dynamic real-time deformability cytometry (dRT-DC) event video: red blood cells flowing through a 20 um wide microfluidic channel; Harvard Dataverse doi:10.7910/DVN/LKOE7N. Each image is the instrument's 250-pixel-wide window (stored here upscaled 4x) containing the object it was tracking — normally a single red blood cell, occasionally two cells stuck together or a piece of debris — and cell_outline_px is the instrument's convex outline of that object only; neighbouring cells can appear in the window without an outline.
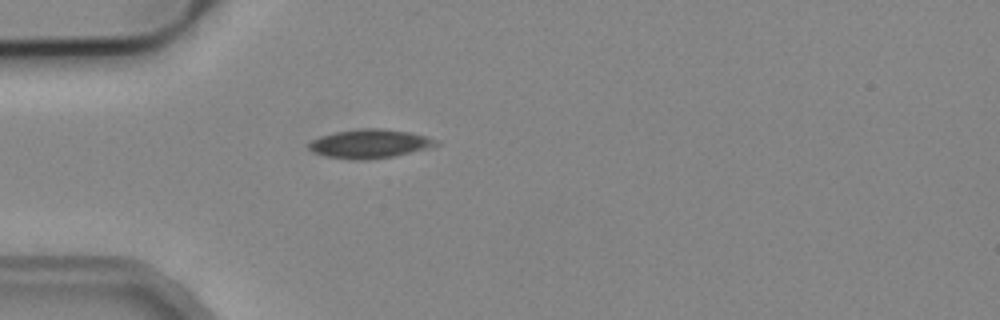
{"species": "common noctule bat (a hibernating species)", "species_latin": "Nyctalus noctula", "temperature_condition": "cold", "stored_images_in_passage": 1, "camera_frame_rate_fps": 3000, "um_per_image_px": 0.085, "animal": {"sex": "male", "body_mass_g": 19.2, "forearm_length_mm": 51.8}, "frame": {"image": 1, "passage_image": 1, "time_ms": 0.0, "image_size_px": [1000, 320], "cell_outline_px": [[440, 144], [428, 148], [392, 156], [360, 160], [352, 160], [324, 156], [312, 152], [308, 148], [308, 144], [312, 140], [320, 136], [336, 132], [360, 128], [384, 128], [408, 132], [428, 136], [440, 140]], "centroid_in_image_um": [31.43, 12.21], "position_along_channel_um": 53.6, "area_um2": 21.44}}